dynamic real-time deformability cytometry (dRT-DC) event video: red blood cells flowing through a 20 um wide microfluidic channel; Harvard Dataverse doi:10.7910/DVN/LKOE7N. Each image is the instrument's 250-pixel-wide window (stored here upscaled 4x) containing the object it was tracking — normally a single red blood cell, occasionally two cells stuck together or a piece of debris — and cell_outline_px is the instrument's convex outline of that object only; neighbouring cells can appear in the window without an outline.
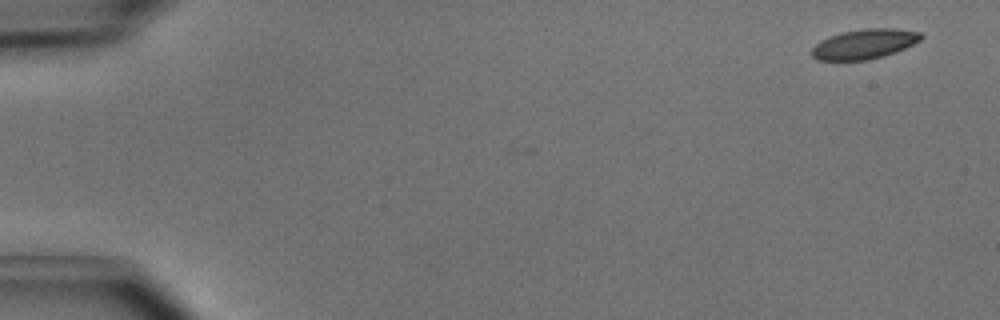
{"species": "common noctule bat (a hibernating species)", "species_latin": "Nyctalus noctula", "temperature_condition": "cold", "stored_images_in_passage": 7, "camera_frame_rate_fps": 3000, "um_per_image_px": 0.085, "animal": {"sex": "male", "body_mass_g": 15.6}, "frame": {"image": 1, "passage_image": 1, "time_ms": 0.0, "image_size_px": [1000, 320], "cell_outline_px": [[924, 36], [920, 40], [896, 52], [884, 56], [868, 60], [816, 60], [812, 56], [812, 48], [820, 40], [828, 36], [844, 32], [864, 28], [896, 28], [920, 32]], "centroid_in_image_um": [73.47, 3.74], "position_along_channel_um": 11.5, "area_um2": 19.02}}
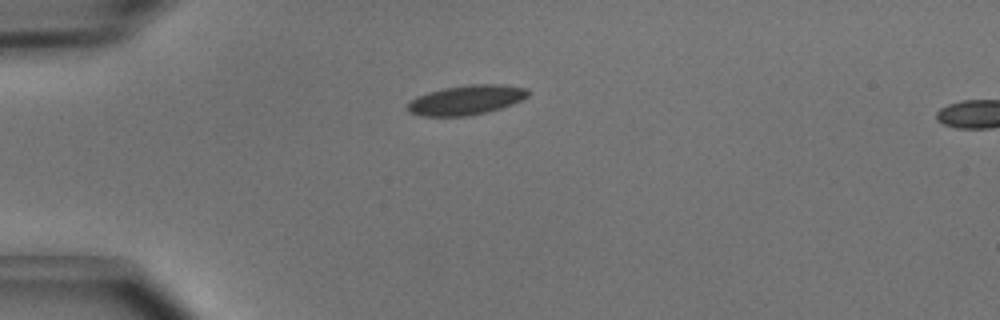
{"frame": {"image": 2, "passage_image": 4, "time_ms": 1.0, "image_size_px": [1000, 320], "cell_outline_px": [[532, 92], [528, 96], [512, 104], [500, 108], [468, 116], [420, 116], [408, 112], [404, 108], [416, 96], [428, 92], [444, 88], [468, 84], [504, 84], [528, 88]], "centroid_in_image_um": [39.63, 8.49], "position_along_channel_um": 45.4, "area_um2": 20.98}}
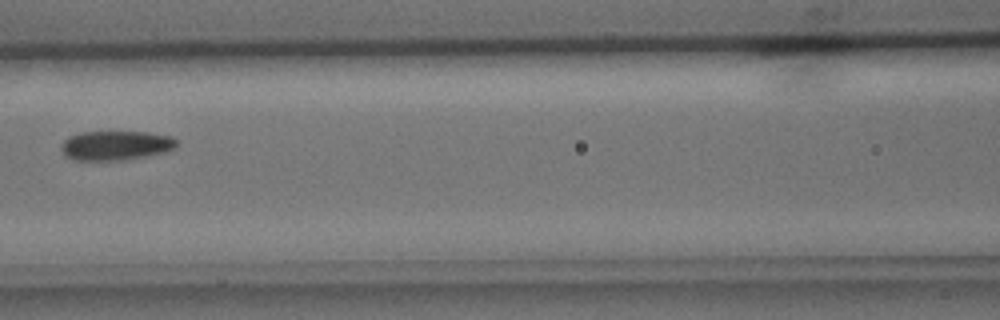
{"frame": {"image": 3, "passage_image": 7, "time_ms": 2.0, "image_size_px": [1000, 320], "cell_outline_px": [[176, 148], [164, 152], [124, 160], [72, 160], [64, 156], [60, 148], [60, 144], [68, 136], [80, 132], [148, 132], [172, 136], [176, 140]], "centroid_in_image_um": [9.79, 12.36], "position_along_channel_um": 156.8, "area_um2": 19.94}}